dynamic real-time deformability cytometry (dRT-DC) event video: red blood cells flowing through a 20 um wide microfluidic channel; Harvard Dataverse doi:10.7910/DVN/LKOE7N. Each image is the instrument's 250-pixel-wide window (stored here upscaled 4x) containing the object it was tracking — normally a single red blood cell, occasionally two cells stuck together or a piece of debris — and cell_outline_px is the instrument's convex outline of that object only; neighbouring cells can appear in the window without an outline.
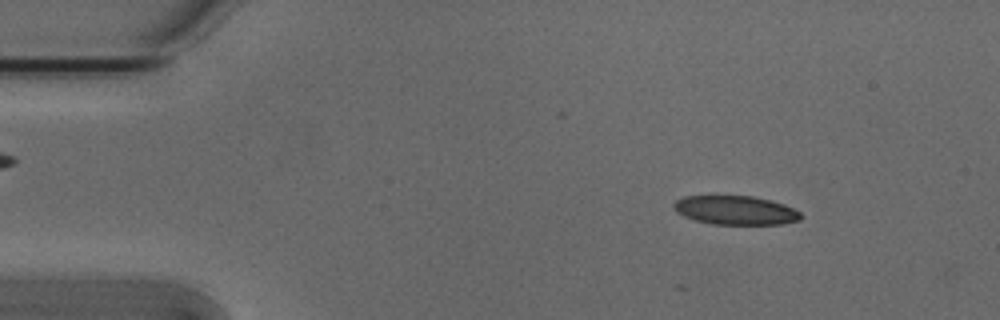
{"species": "Egyptian fruit bat (a non-hibernating species)", "species_latin": "Rousettus aegyptiacus", "temperature_condition": "cold", "stored_images_in_passage": 14, "camera_frame_rate_fps": 3000, "um_per_image_px": 0.085, "animal": {"sex": "male"}, "frame": {"image": 1, "passage_image": 6, "time_ms": 1.667, "image_size_px": [1000, 320], "cell_outline_px": [[800, 220], [780, 224], [712, 224], [696, 220], [684, 216], [676, 212], [672, 208], [672, 204], [676, 200], [684, 196], [752, 196], [772, 200], [784, 204], [800, 212]], "centroid_in_image_um": [62.49, 17.86], "position_along_channel_um": 22.5, "area_um2": 21.39}}
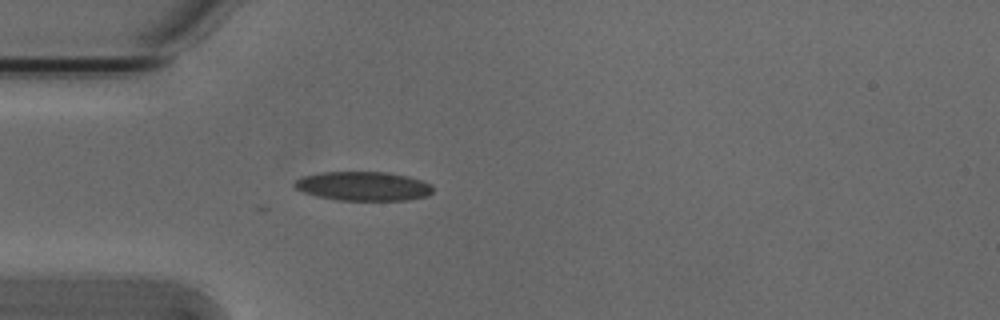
{"frame": {"image": 2, "passage_image": 14, "time_ms": 4.333, "image_size_px": [1000, 320], "cell_outline_px": [[432, 192], [428, 196], [404, 200], [336, 200], [316, 196], [304, 192], [296, 188], [292, 184], [296, 180], [304, 176], [320, 172], [388, 172], [408, 176], [432, 184]], "centroid_in_image_um": [30.88, 15.82], "position_along_channel_um": 54.1, "area_um2": 23.47}}